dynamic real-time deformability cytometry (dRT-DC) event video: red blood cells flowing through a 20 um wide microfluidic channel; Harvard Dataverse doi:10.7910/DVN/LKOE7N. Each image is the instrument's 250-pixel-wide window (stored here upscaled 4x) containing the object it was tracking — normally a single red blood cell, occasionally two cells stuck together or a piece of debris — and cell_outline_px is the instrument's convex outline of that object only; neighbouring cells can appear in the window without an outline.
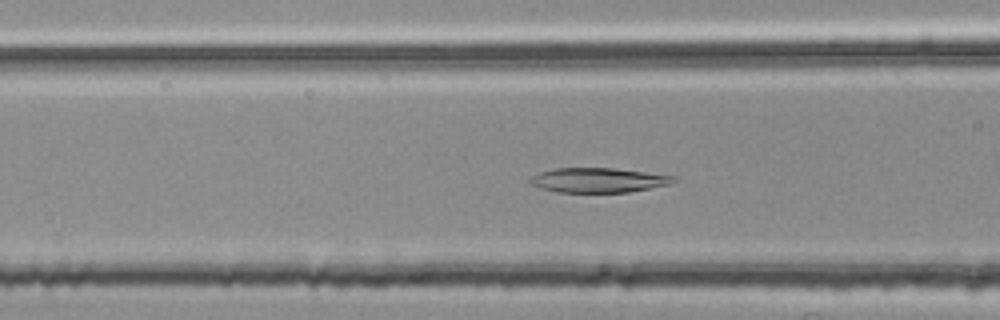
{"species": "common noctule bat (a hibernating species)", "species_latin": "Nyctalus noctula", "temperature_condition": "room temperature", "stored_images_in_passage": 49, "camera_frame_rate_fps": 3000, "um_per_image_px": 0.085, "animal": {"sex": "female", "body_mass_g": 25.1}, "frame": {"image": 1, "passage_image": 17, "time_ms": 5.333, "image_size_px": [1000, 320], "cell_outline_px": [[676, 180], [668, 184], [628, 192], [560, 192], [540, 188], [528, 184], [528, 180], [532, 176], [540, 172], [552, 168], [612, 168], [644, 172], [672, 176]], "centroid_in_image_um": [50.75, 15.31], "position_along_channel_um": 115.9, "area_um2": 20.35}}
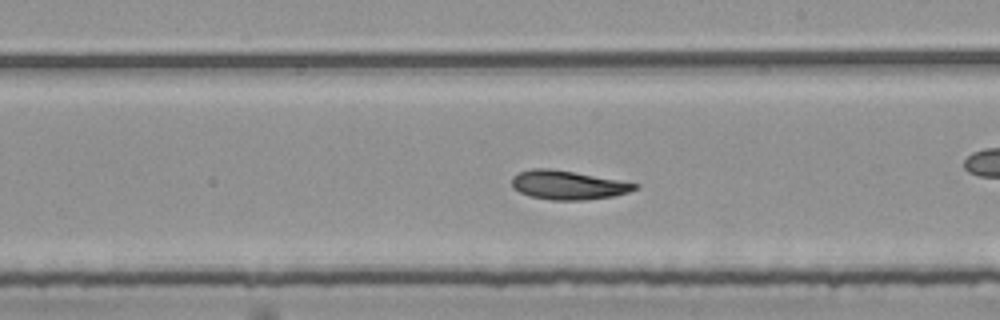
{"frame": {"image": 2, "passage_image": 27, "time_ms": 8.667, "image_size_px": [1000, 320], "cell_outline_px": [[640, 184], [636, 188], [628, 192], [612, 196], [584, 200], [552, 200], [532, 196], [520, 192], [512, 188], [512, 176], [520, 172], [532, 168], [548, 168], [572, 172]], "centroid_in_image_um": [48.23, 15.73], "position_along_channel_um": 240.8, "area_um2": 20.35}}
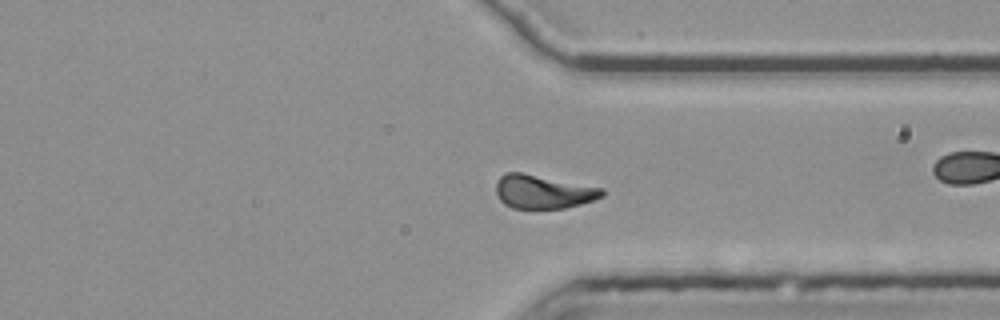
{"frame": {"image": 3, "passage_image": 37, "time_ms": 12.0, "image_size_px": [1000, 320], "cell_outline_px": [[604, 196], [580, 204], [564, 208], [512, 208], [504, 204], [500, 200], [496, 192], [496, 180], [504, 172], [520, 172], [604, 188]], "centroid_in_image_um": [46.14, 16.29], "position_along_channel_um": 365.3, "area_um2": 20.75}, "authors_computed_cell_mechanics": {"area_um2": 21.097, "velocity_mm_per_s": 3.7546, "shape_relaxation_time_tau1_ms": 4.6621, "shape_relaxation_time_tau2_ms": 7.3742, "deformation_change_tau1": 0.1474, "deformation_change_tau2": 0.1287}}